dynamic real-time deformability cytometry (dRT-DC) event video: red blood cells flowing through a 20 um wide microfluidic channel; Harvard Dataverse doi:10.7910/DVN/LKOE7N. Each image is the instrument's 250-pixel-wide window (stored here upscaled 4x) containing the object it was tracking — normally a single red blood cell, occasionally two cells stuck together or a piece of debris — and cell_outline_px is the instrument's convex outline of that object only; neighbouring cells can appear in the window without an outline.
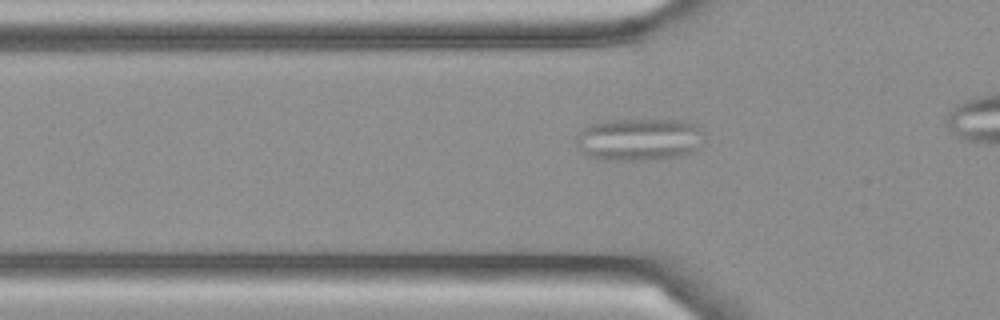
{"species": "Egyptian fruit bat (a non-hibernating species)", "species_latin": "Rousettus aegyptiacus", "temperature_condition": "cold", "stored_images_in_passage": 28, "camera_frame_rate_fps": 3000, "um_per_image_px": 0.085, "frame": {"image": 1, "passage_image": 2, "time_ms": 0.333, "image_size_px": [1000, 320], "cell_outline_px": [[700, 148], [696, 152], [684, 156], [652, 160], [600, 160], [588, 156], [576, 144], [576, 136], [588, 124], [600, 120], [688, 120], [700, 128]], "centroid_in_image_um": [54.32, 11.86], "position_along_channel_um": 71.5, "area_um2": 32.14}}
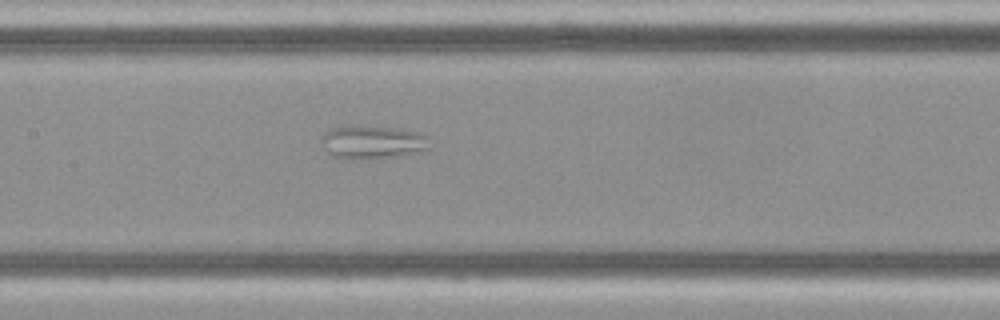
{"frame": {"image": 2, "passage_image": 10, "time_ms": 3.0, "image_size_px": [1000, 320], "cell_outline_px": [[432, 148], [396, 156], [356, 160], [352, 160], [332, 156], [324, 148], [324, 132], [328, 128], [348, 124], [396, 128], [420, 132], [428, 136]], "centroid_in_image_um": [31.67, 12.06], "position_along_channel_um": 175.7, "area_um2": 21.39}}
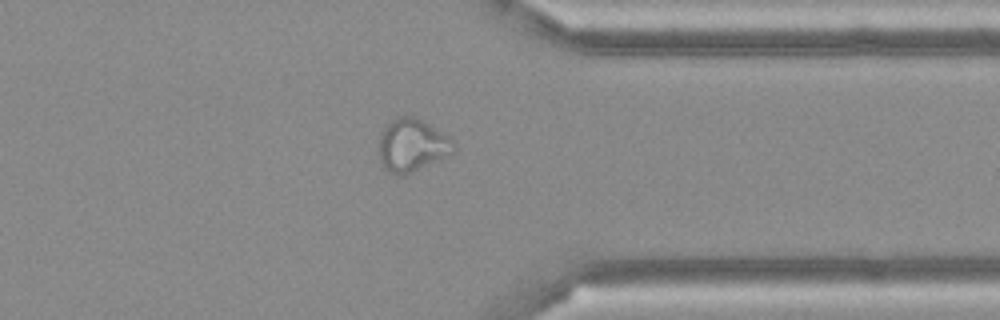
{"frame": {"image": 3, "passage_image": 26, "time_ms": 8.333, "image_size_px": [1000, 320], "cell_outline_px": [[456, 148], [452, 152], [404, 176], [396, 176], [384, 168], [380, 160], [380, 136], [384, 128], [396, 116], [416, 116], [448, 136], [456, 144]], "centroid_in_image_um": [35.01, 12.34], "position_along_channel_um": 376.4, "area_um2": 22.66}}